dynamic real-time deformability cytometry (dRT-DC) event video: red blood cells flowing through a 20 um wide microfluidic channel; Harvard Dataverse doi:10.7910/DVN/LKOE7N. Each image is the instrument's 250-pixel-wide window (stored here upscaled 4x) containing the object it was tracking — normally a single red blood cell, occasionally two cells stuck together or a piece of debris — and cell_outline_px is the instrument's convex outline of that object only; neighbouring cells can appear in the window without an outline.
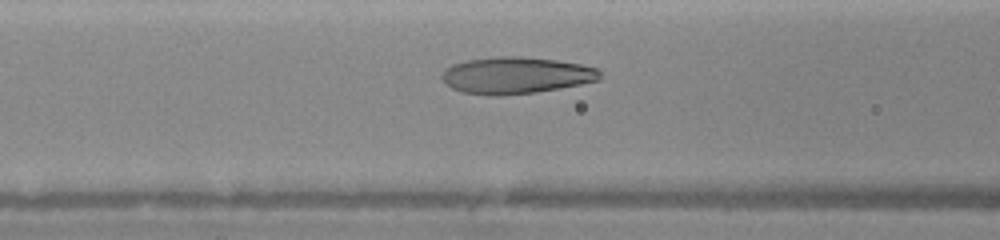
{"species": "human", "species_latin": "Homo sapiens", "temperature_condition": "warm", "stored_images_in_passage": 74, "camera_frame_rate_fps": 3000, "um_per_image_px": 0.085, "donor": {"sex": "female"}, "frame": {"image": 1, "passage_image": 28, "time_ms": 4.0, "image_size_px": [1000, 240], "cell_outline_px": [[600, 80], [560, 88], [536, 92], [460, 92], [452, 88], [440, 76], [452, 64], [464, 60], [496, 56], [520, 56], [556, 60], [580, 64], [600, 68]], "centroid_in_image_um": [43.92, 6.34], "position_along_channel_um": 122.7, "area_um2": 32.77}}
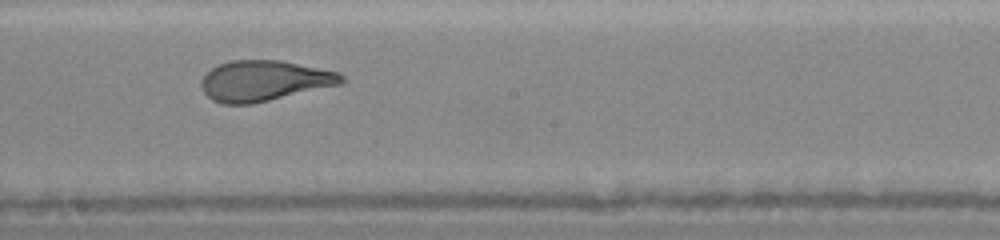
{"frame": {"image": 2, "passage_image": 44, "time_ms": 6.333, "image_size_px": [1000, 240], "cell_outline_px": [[348, 80], [344, 84], [252, 104], [224, 104], [212, 100], [204, 92], [200, 84], [200, 80], [212, 68], [220, 64], [232, 60], [280, 60], [340, 72]], "centroid_in_image_um": [22.51, 6.87], "position_along_channel_um": 225.7, "area_um2": 33.41}}
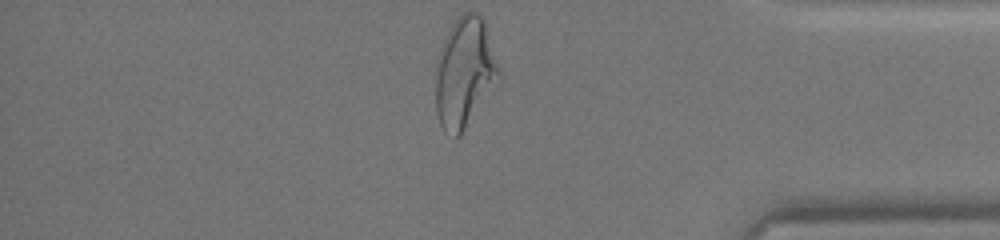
{"frame": {"image": 3, "passage_image": 73, "time_ms": 10.667, "image_size_px": [1000, 240], "cell_outline_px": [[504, 80], [460, 136], [456, 136], [444, 128], [440, 124], [436, 112], [436, 80], [440, 48], [452, 24], [464, 12], [476, 12], [484, 20]], "centroid_in_image_um": [39.58, 6.21], "position_along_channel_um": 395.6, "area_um2": 41.04}}